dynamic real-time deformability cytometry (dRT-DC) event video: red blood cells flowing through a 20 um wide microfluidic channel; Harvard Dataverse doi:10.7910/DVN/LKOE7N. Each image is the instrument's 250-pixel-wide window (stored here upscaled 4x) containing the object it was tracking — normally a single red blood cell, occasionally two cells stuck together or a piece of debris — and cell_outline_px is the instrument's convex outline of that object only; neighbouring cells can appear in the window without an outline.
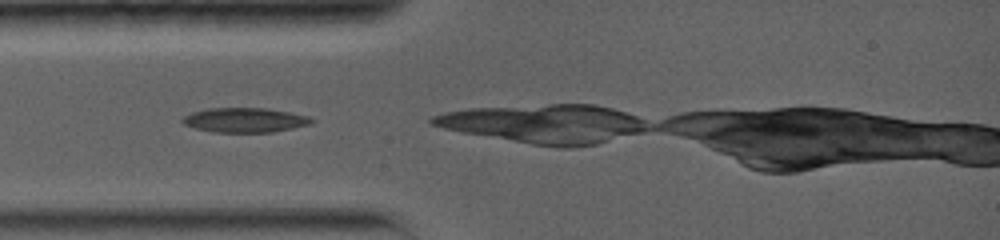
{"species": "common noctule bat (a hibernating species)", "species_latin": "Nyctalus noctula", "temperature_condition": "warm", "stored_images_in_passage": 14, "camera_frame_rate_fps": 5000, "um_per_image_px": 0.085, "animal": {"sex": "female", "body_mass_g": 19.0, "forearm_length_mm": 56.7}, "frame": {"image": 1, "passage_image": 1, "time_ms": 0.0, "image_size_px": [1000, 240], "cell_outline_px": [[316, 120], [312, 124], [272, 132], [212, 132], [196, 128], [184, 124], [180, 120], [184, 116], [192, 112], [208, 108], [268, 108], [308, 116]], "centroid_in_image_um": [20.82, 10.2], "position_along_channel_um": 64.2, "area_um2": 18.5}}